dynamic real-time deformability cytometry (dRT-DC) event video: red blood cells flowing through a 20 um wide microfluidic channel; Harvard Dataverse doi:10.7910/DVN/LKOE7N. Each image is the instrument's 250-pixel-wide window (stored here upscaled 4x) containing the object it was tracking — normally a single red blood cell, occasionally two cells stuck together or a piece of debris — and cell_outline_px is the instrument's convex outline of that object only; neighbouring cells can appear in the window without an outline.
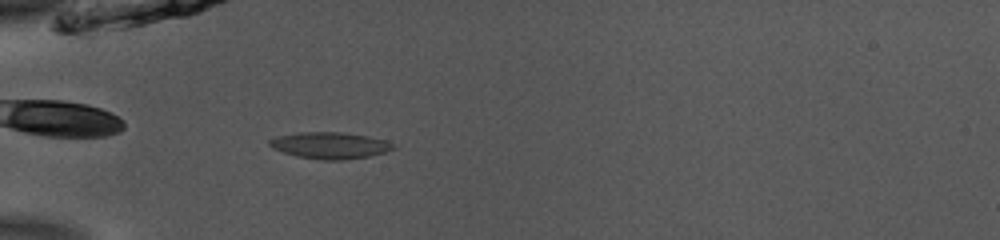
{"species": "common noctule bat (a hibernating species)", "species_latin": "Nyctalus noctula", "temperature_condition": "room temperature", "stored_images_in_passage": 35, "camera_frame_rate_fps": 3000, "um_per_image_px": 0.085, "animal": {"sex": "male", "body_mass_g": 13.0, "forearm_length_mm": 53.1}, "frame": {"image": 1, "passage_image": 3, "time_ms": 0.667, "image_size_px": [1000, 240], "cell_outline_px": [[396, 148], [384, 152], [368, 156], [340, 160], [320, 160], [296, 156], [284, 152], [268, 144], [268, 140], [276, 136], [300, 132], [344, 132], [368, 136], [384, 140], [396, 144]], "centroid_in_image_um": [28.06, 12.35], "position_along_channel_um": 56.9, "area_um2": 19.07}}
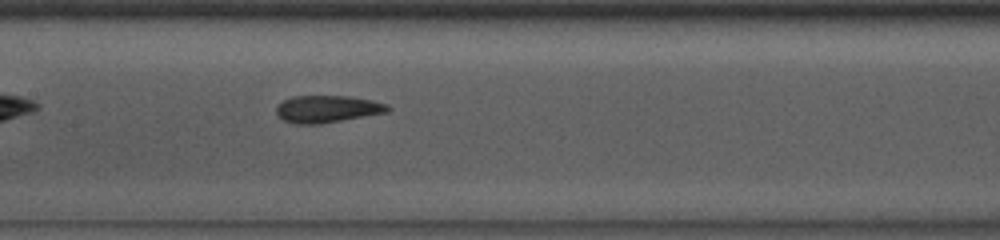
{"frame": {"image": 2, "passage_image": 13, "time_ms": 4.0, "image_size_px": [1000, 240], "cell_outline_px": [[392, 108], [388, 112], [320, 124], [296, 124], [284, 120], [276, 112], [276, 108], [284, 100], [292, 96], [352, 96], [372, 100], [388, 104]], "centroid_in_image_um": [27.87, 9.26], "position_along_channel_um": 179.5, "area_um2": 17.63}}
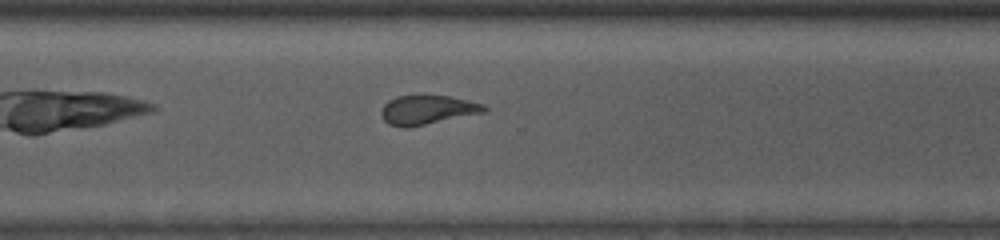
{"frame": {"image": 3, "passage_image": 25, "time_ms": 8.0, "image_size_px": [1000, 240], "cell_outline_px": [[488, 112], [408, 128], [400, 128], [388, 124], [384, 120], [380, 112], [384, 104], [388, 100], [396, 96], [448, 96], [468, 100], [484, 104], [488, 108]], "centroid_in_image_um": [36.34, 9.36], "position_along_channel_um": 334.3, "area_um2": 17.74}, "authors_computed_cell_mechanics": {"area_um2": 17.7446, "velocity_mm_per_s": 3.8819, "shape_relaxation_time_tau1_ms": null, "shape_relaxation_time_tau2_ms": 1.8291, "deformation_change_tau1": null, "deformation_change_tau2": 0.1019}}